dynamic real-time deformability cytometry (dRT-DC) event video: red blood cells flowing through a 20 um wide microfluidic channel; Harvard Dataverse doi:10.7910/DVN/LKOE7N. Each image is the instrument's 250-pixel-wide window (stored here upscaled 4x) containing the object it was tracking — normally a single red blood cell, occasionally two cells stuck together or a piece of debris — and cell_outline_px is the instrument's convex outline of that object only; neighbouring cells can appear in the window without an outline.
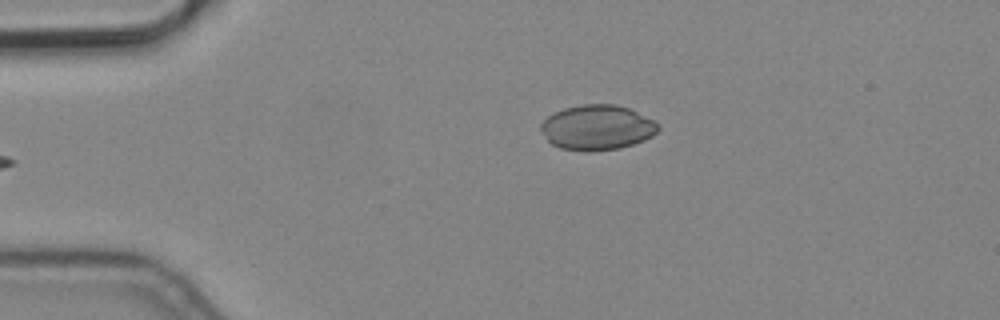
{"species": "common noctule bat (a hibernating species)", "species_latin": "Nyctalus noctula", "temperature_condition": "cold", "stored_images_in_passage": 4, "camera_frame_rate_fps": 3000, "um_per_image_px": 0.085, "animal": {"sex": "male", "body_mass_g": 19.2, "forearm_length_mm": 51.8}, "frame": {"image": 1, "passage_image": 4, "time_ms": 1.0, "image_size_px": [1000, 320], "cell_outline_px": [[660, 128], [652, 136], [644, 140], [620, 148], [592, 152], [584, 152], [560, 148], [552, 144], [548, 140], [540, 128], [540, 124], [548, 116], [564, 108], [580, 104], [616, 104], [628, 108], [656, 120], [660, 124]], "centroid_in_image_um": [50.78, 10.84], "position_along_channel_um": 34.2, "area_um2": 31.04}}